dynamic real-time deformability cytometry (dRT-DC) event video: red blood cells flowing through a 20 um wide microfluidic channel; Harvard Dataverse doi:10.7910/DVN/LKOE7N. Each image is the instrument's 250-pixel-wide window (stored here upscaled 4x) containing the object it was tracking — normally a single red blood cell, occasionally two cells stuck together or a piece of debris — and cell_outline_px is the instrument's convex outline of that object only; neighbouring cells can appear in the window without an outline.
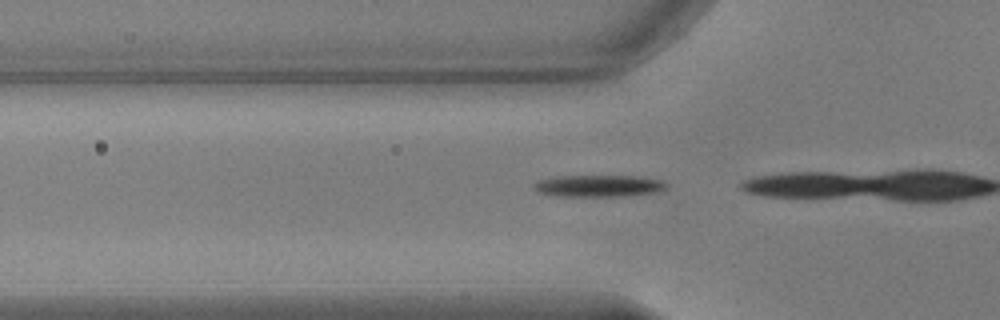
{"species": "common noctule bat (a hibernating species)", "species_latin": "Nyctalus noctula", "temperature_condition": "warm", "stored_images_in_passage": 10, "camera_frame_rate_fps": 3000, "um_per_image_px": 0.085, "animal": {"sex": "male", "body_mass_g": 17.9, "forearm_length_mm": 54.2}, "frame": {"image": 1, "passage_image": 2, "time_ms": 0.333, "image_size_px": [1000, 320], "cell_outline_px": [[668, 188], [656, 192], [612, 196], [560, 196], [536, 192], [532, 188], [532, 184], [540, 180], [552, 176], [636, 176], [664, 180], [668, 184]], "centroid_in_image_um": [50.85, 15.79], "position_along_channel_um": 74.9, "area_um2": 16.88}}